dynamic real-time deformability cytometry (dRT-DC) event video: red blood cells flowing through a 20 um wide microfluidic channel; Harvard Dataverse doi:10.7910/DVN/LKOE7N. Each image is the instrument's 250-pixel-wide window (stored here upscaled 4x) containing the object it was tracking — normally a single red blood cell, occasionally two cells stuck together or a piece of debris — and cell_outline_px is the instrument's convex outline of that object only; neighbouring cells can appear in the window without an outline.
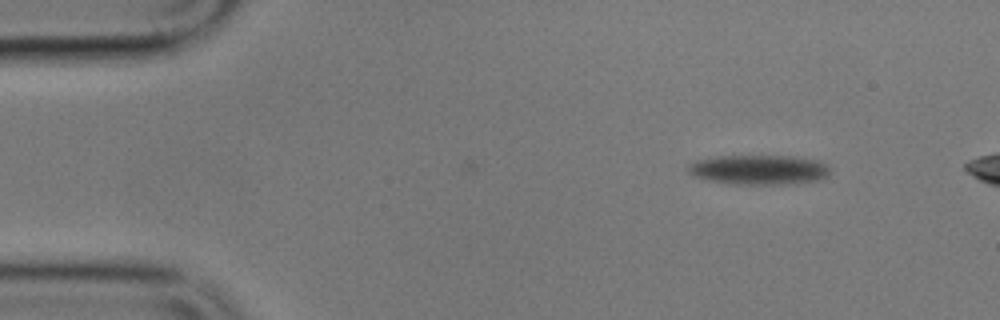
{"species": "common noctule bat (a hibernating species)", "species_latin": "Nyctalus noctula", "temperature_condition": "cold", "stored_images_in_passage": 3, "camera_frame_rate_fps": 3000, "um_per_image_px": 0.085, "animal": {"sex": "male", "body_mass_g": 17.9}, "frame": {"image": 1, "passage_image": 3, "time_ms": 3.333, "image_size_px": [1000, 320], "cell_outline_px": [[828, 176], [824, 180], [788, 184], [732, 184], [712, 180], [696, 176], [688, 172], [688, 164], [696, 160], [716, 156], [792, 156], [820, 160], [828, 164]], "centroid_in_image_um": [64.58, 14.42], "position_along_channel_um": 20.4, "area_um2": 24.68}}